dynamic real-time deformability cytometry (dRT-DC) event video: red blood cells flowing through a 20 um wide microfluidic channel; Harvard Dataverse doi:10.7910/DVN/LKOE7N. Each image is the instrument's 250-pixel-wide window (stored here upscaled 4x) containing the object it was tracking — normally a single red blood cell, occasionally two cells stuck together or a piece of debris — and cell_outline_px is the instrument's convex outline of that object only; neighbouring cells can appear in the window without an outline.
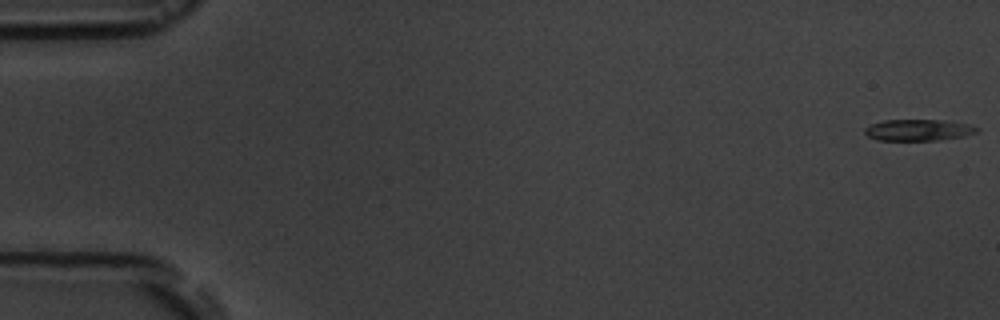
{"species": "common noctule bat (a hibernating species)", "species_latin": "Nyctalus noctula", "temperature_condition": "room temperature", "stored_images_in_passage": 17, "camera_frame_rate_fps": 3000, "um_per_image_px": 0.085, "animal": {"sex": "male", "body_mass_g": 19.5, "forearm_length_mm": 54.6}, "frame": {"image": 1, "passage_image": 1, "time_ms": 0.0, "image_size_px": [1000, 320], "cell_outline_px": [[980, 128], [976, 132], [964, 136], [936, 140], [876, 140], [868, 136], [864, 132], [864, 128], [872, 124], [884, 120], [944, 120], [968, 124]], "centroid_in_image_um": [78.05, 11.05], "position_along_channel_um": 7.0, "area_um2": 13.87}}
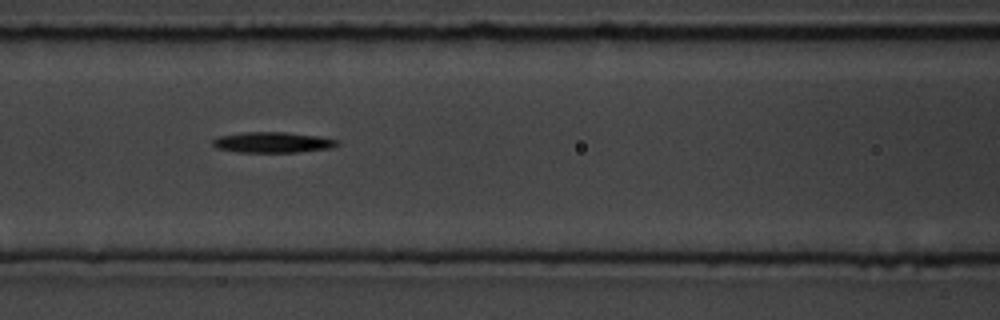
{"frame": {"image": 2, "passage_image": 8, "time_ms": 7.667, "image_size_px": [1000, 320], "cell_outline_px": [[340, 144], [332, 148], [300, 152], [236, 152], [216, 148], [212, 144], [212, 140], [216, 136], [244, 132], [284, 132], [320, 136], [340, 140]], "centroid_in_image_um": [23.19, 12.1], "position_along_channel_um": 143.4, "area_um2": 15.26}}
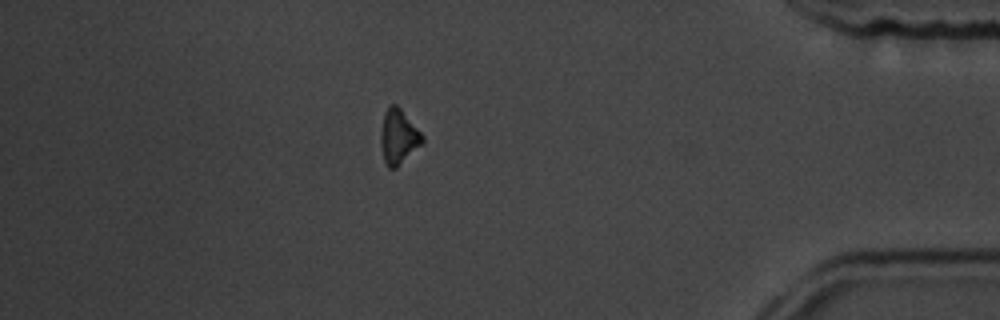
{"frame": {"image": 3, "passage_image": 15, "time_ms": 15.667, "image_size_px": [1000, 320], "cell_outline_px": [[424, 140], [396, 168], [388, 168], [384, 160], [380, 144], [380, 132], [384, 112], [388, 104], [396, 104], [400, 108], [424, 136]], "centroid_in_image_um": [33.83, 11.59], "position_along_channel_um": 401.4, "area_um2": 13.12}}